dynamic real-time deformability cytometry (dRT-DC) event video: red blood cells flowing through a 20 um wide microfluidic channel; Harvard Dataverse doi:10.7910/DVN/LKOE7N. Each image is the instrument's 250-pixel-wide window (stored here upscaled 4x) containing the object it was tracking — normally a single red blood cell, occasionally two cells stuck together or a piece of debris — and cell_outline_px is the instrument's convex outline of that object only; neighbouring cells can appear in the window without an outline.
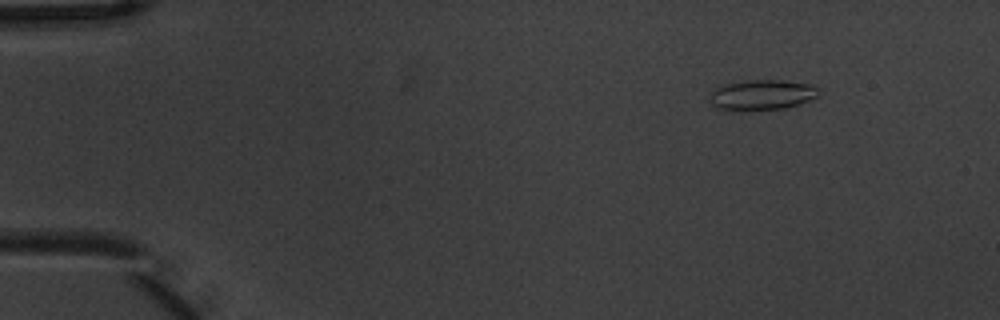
{"species": "common noctule bat (a hibernating species)", "species_latin": "Nyctalus noctula", "temperature_condition": "warm", "stored_images_in_passage": 6, "camera_frame_rate_fps": 3000, "um_per_image_px": 0.085, "animal": {"sex": "male", "body_mass_g": 20.1, "forearm_length_mm": 53.5}, "frame": {"image": 1, "passage_image": 2, "time_ms": 0.333, "image_size_px": [1000, 320], "cell_outline_px": [[820, 88], [816, 96], [808, 100], [784, 108], [716, 108], [712, 104], [708, 92], [724, 84], [748, 80], [776, 80], [812, 84]], "centroid_in_image_um": [64.76, 8.01], "position_along_channel_um": 20.2, "area_um2": 18.44}}
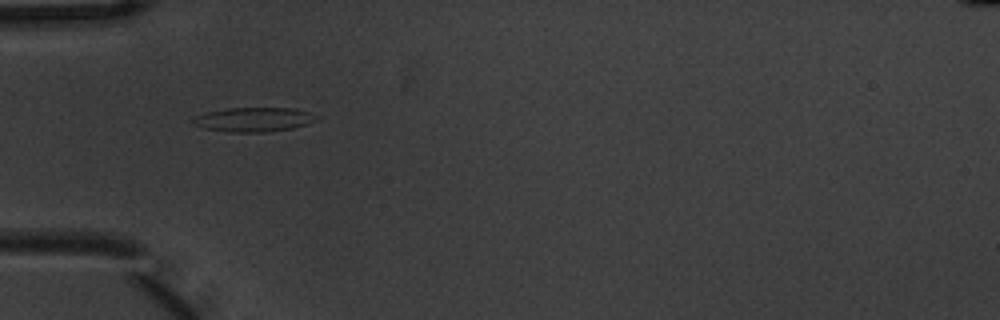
{"frame": {"image": 2, "passage_image": 5, "time_ms": 1.333, "image_size_px": [1000, 320], "cell_outline_px": [[320, 116], [308, 124], [292, 128], [268, 132], [228, 132], [204, 128], [192, 124], [188, 120], [192, 116], [208, 112], [228, 108], [296, 108]], "centroid_in_image_um": [21.51, 10.16], "position_along_channel_um": 63.5, "area_um2": 17.69}}